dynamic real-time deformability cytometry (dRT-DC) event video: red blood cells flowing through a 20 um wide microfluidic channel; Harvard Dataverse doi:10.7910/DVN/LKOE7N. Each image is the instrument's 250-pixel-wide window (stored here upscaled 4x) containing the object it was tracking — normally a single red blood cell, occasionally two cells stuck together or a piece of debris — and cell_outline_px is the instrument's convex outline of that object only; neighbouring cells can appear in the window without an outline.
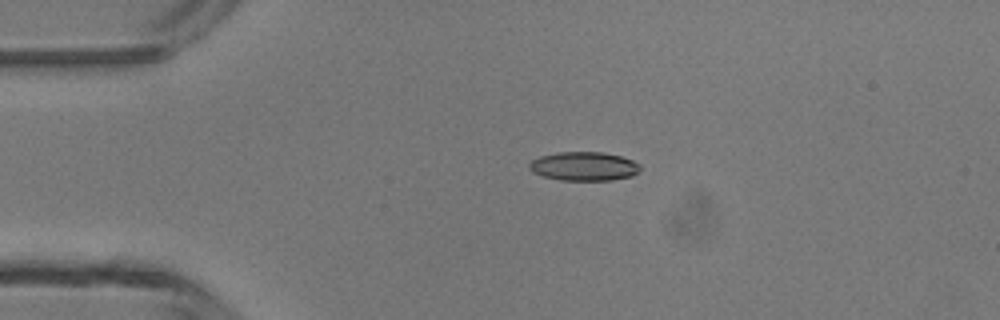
{"species": "common noctule bat (a hibernating species)", "species_latin": "Nyctalus noctula", "temperature_condition": "room temperature", "stored_images_in_passage": 3, "camera_frame_rate_fps": 3000, "um_per_image_px": 0.085, "animal": {"sex": "male", "body_mass_g": 13.3}, "frame": {"image": 1, "passage_image": 2, "time_ms": 1.0, "image_size_px": [1000, 320], "cell_outline_px": [[640, 172], [632, 176], [612, 180], [560, 180], [544, 176], [532, 172], [528, 168], [528, 164], [532, 160], [540, 156], [560, 152], [604, 152], [620, 156], [632, 160], [640, 164]], "centroid_in_image_um": [49.65, 14.13], "position_along_channel_um": 35.4, "area_um2": 18.73}}